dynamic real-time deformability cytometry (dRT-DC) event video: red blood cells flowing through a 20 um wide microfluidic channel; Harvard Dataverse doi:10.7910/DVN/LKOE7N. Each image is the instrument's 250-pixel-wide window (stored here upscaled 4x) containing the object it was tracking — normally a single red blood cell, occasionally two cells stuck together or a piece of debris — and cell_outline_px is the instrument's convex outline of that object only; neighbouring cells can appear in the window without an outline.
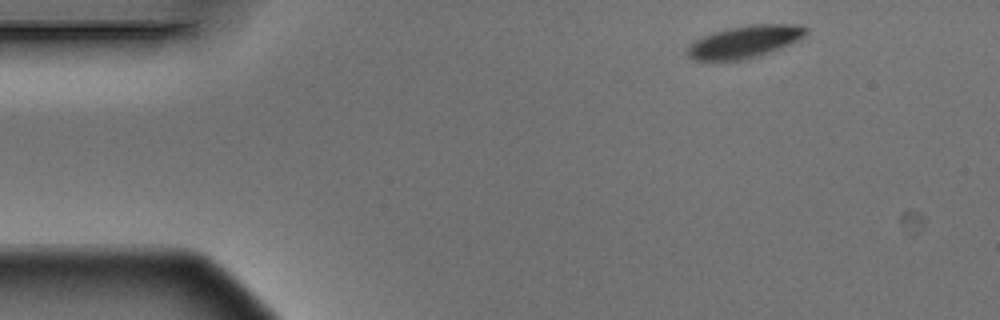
{"species": "Egyptian fruit bat (a non-hibernating species)", "species_latin": "Rousettus aegyptiacus", "temperature_condition": "warm", "stored_images_in_passage": 2, "camera_frame_rate_fps": 3000, "um_per_image_px": 0.085, "animal": {"sex": "male"}, "frame": {"image": 1, "passage_image": 1, "time_ms": 0.0, "image_size_px": [1000, 320], "cell_outline_px": [[808, 32], [800, 40], [768, 52], [744, 60], [696, 60], [688, 56], [688, 48], [696, 40], [704, 36], [728, 28], [748, 24], [800, 24], [808, 28]], "centroid_in_image_um": [63.37, 3.53], "position_along_channel_um": 21.6, "area_um2": 22.02}}